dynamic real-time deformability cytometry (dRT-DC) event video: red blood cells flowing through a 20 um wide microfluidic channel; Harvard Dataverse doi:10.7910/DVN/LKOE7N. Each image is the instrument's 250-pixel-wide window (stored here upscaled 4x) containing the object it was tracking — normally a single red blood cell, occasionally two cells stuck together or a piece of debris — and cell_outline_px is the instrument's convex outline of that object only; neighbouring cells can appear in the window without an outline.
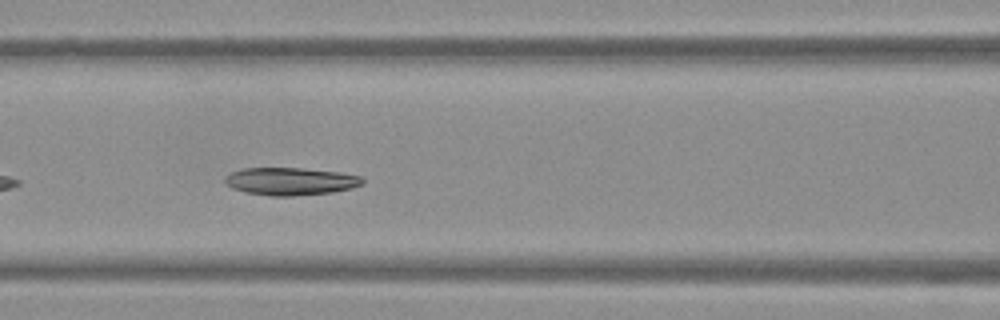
{"species": "Egyptian fruit bat (a non-hibernating species)", "species_latin": "Rousettus aegyptiacus", "temperature_condition": "warm", "stored_images_in_passage": 38, "camera_frame_rate_fps": 3000, "um_per_image_px": 0.085, "frame": {"image": 1, "passage_image": 8, "time_ms": 2.333, "image_size_px": [1000, 320], "cell_outline_px": [[364, 184], [352, 188], [332, 192], [292, 196], [268, 196], [244, 192], [232, 188], [224, 184], [224, 176], [232, 172], [244, 168], [304, 168], [340, 172], [360, 176], [364, 180]], "centroid_in_image_um": [24.67, 15.41], "position_along_channel_um": 141.9, "area_um2": 22.37}}
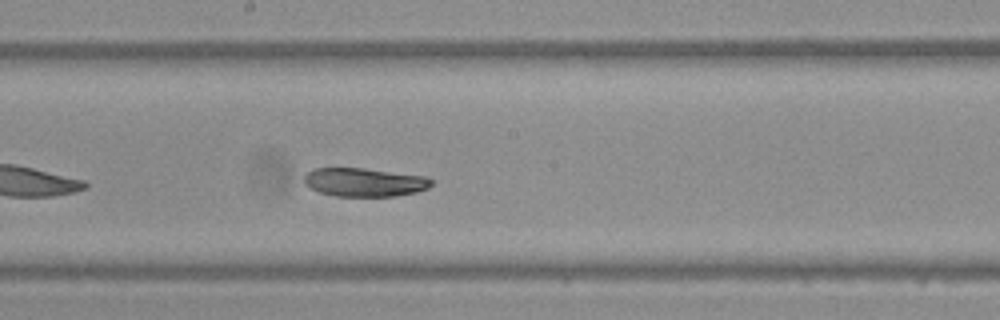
{"frame": {"image": 2, "passage_image": 14, "time_ms": 4.333, "image_size_px": [1000, 320], "cell_outline_px": [[432, 184], [428, 188], [416, 192], [396, 196], [336, 196], [320, 192], [308, 188], [304, 184], [304, 176], [312, 168], [364, 168], [424, 176], [432, 180]], "centroid_in_image_um": [30.94, 15.49], "position_along_channel_um": 217.3, "area_um2": 21.21}}
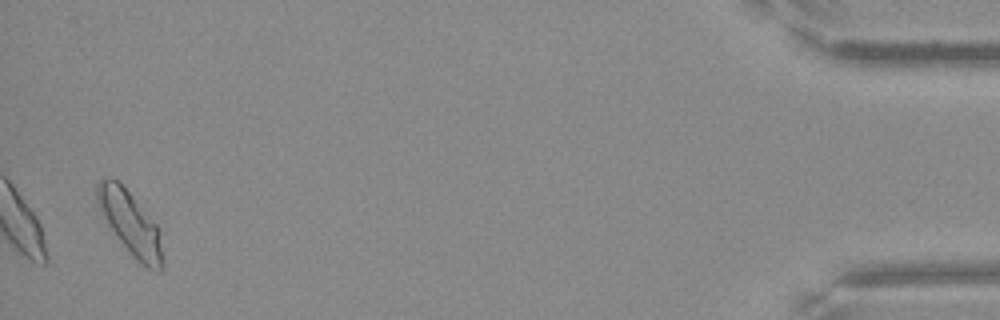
{"frame": {"image": 3, "passage_image": 37, "time_ms": 12.0, "image_size_px": [1000, 320], "cell_outline_px": [[164, 268], [160, 272], [148, 268], [140, 264], [132, 256], [108, 224], [100, 212], [96, 200], [96, 184], [100, 180], [108, 176], [112, 176], [132, 196], [156, 224], [164, 256]], "centroid_in_image_um": [11.07, 19.0], "position_along_channel_um": 424.1, "area_um2": 23.99}, "authors_computed_cell_mechanics": {"area_um2": 22.3975, "velocity_mm_per_s": 3.7782, "shape_relaxation_time_tau1_ms": 6.9917, "shape_relaxation_time_tau2_ms": 6.6309, "deformation_change_tau1": 0.2155, "deformation_change_tau2": 0.1207}}